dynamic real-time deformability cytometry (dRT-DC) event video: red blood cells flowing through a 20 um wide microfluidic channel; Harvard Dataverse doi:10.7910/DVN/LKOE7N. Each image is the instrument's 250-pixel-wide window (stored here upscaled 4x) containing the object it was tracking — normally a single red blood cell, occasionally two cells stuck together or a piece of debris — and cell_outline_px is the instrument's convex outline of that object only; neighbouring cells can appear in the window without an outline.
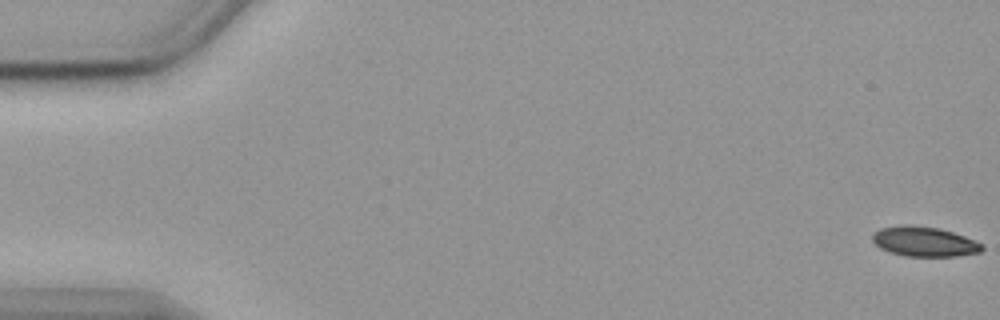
{"species": "common noctule bat (a hibernating species)", "species_latin": "Nyctalus noctula", "temperature_condition": "cold", "stored_images_in_passage": 57, "camera_frame_rate_fps": 3000, "um_per_image_px": 0.085, "animal": {"sex": "female", "body_mass_g": 19.9}, "frame": {"image": 1, "passage_image": 1, "time_ms": 0.0, "image_size_px": [1000, 320], "cell_outline_px": [[984, 248], [980, 252], [956, 256], [904, 256], [880, 248], [872, 240], [872, 232], [880, 228], [904, 224], [908, 224], [940, 228], [964, 236], [980, 244]], "centroid_in_image_um": [78.51, 20.52], "position_along_channel_um": 6.5, "area_um2": 18.96}}
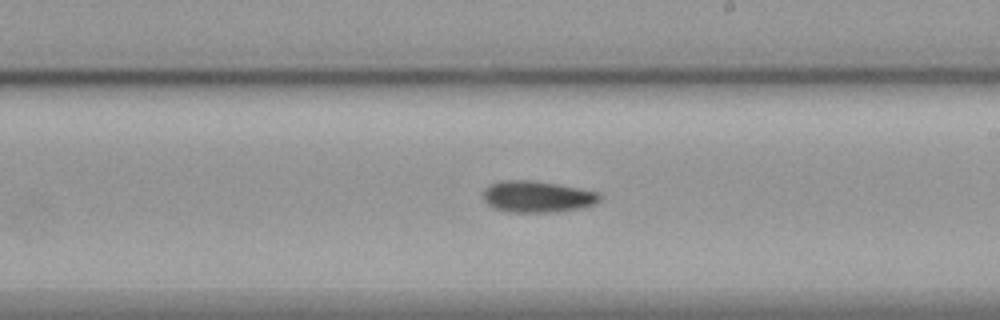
{"frame": {"image": 2, "passage_image": 33, "time_ms": 10.667, "image_size_px": [1000, 320], "cell_outline_px": [[600, 200], [596, 204], [580, 208], [552, 212], [504, 212], [492, 208], [484, 200], [484, 192], [488, 184], [500, 180], [532, 180], [556, 184], [596, 192], [600, 196]], "centroid_in_image_um": [45.61, 16.72], "position_along_channel_um": 243.4, "area_um2": 21.33}}
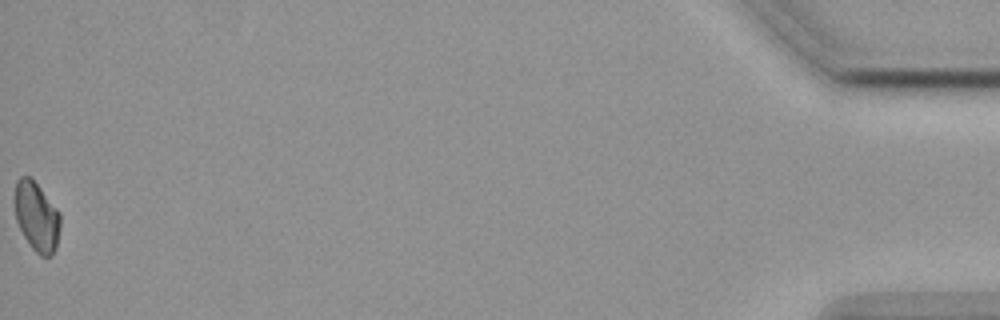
{"frame": {"image": 3, "passage_image": 57, "time_ms": 18.667, "image_size_px": [1000, 320], "cell_outline_px": [[60, 228], [56, 248], [52, 256], [40, 256], [32, 248], [24, 236], [16, 220], [16, 180], [20, 176], [32, 176], [60, 212]], "centroid_in_image_um": [3.15, 18.4], "position_along_channel_um": 432.1, "area_um2": 18.44}}